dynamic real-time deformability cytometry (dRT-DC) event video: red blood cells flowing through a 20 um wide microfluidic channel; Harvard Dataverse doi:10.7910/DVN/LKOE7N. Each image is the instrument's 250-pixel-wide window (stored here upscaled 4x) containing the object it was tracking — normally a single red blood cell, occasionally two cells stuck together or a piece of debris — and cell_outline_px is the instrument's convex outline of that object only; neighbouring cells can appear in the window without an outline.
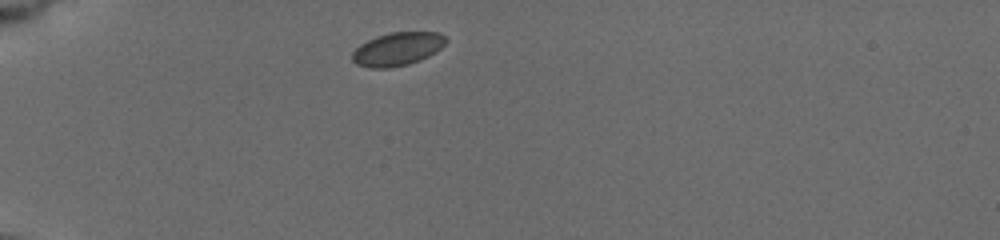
{"species": "common noctule bat (a hibernating species)", "species_latin": "Nyctalus noctula", "temperature_condition": "cold", "stored_images_in_passage": 3, "camera_frame_rate_fps": 3000, "um_per_image_px": 0.085, "animal": {"sex": "female", "body_mass_g": 19.5, "forearm_length_mm": 54.1}, "frame": {"image": 1, "passage_image": 1, "time_ms": 0.0, "image_size_px": [1000, 240], "cell_outline_px": [[448, 40], [436, 52], [420, 60], [408, 64], [388, 68], [372, 68], [356, 64], [352, 60], [352, 52], [360, 44], [376, 36], [388, 32], [440, 32]], "centroid_in_image_um": [33.78, 4.16], "position_along_channel_um": 51.2, "area_um2": 18.21}}
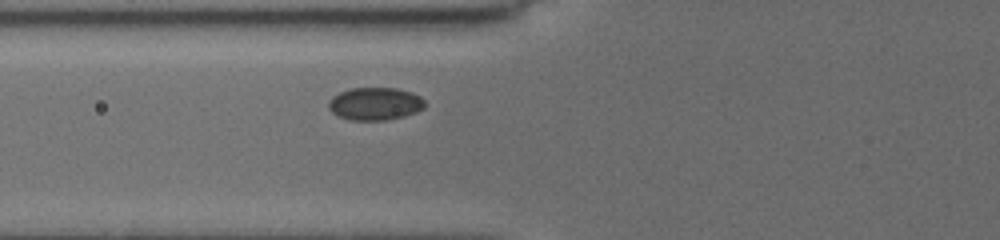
{"frame": {"image": 2, "passage_image": 3, "time_ms": 2.0, "image_size_px": [1000, 240], "cell_outline_px": [[424, 108], [416, 112], [404, 116], [384, 120], [352, 120], [340, 116], [332, 112], [328, 108], [328, 100], [332, 96], [340, 92], [352, 88], [396, 88], [412, 92], [420, 96], [424, 100]], "centroid_in_image_um": [31.87, 8.81], "position_along_channel_um": 93.9, "area_um2": 18.32}}